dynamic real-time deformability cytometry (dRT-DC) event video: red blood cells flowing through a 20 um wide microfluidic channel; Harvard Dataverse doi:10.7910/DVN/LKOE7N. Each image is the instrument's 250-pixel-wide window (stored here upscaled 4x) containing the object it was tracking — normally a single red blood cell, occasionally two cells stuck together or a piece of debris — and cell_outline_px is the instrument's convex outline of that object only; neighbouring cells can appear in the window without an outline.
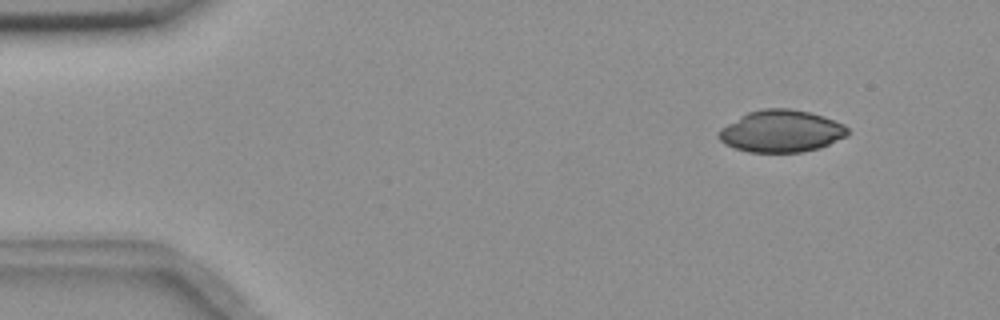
{"species": "common noctule bat (a hibernating species)", "species_latin": "Nyctalus noctula", "temperature_condition": "room temperature", "stored_images_in_passage": 5, "segment_of_instrument_passage": [1, 2], "camera_frame_rate_fps": 3000, "um_per_image_px": 0.085, "animal": {"sex": "female", "body_mass_g": 18.4}, "frame": {"image": 1, "passage_image": 1, "time_ms": 0.0, "image_size_px": [1000, 320], "cell_outline_px": [[848, 136], [820, 148], [800, 152], [748, 152], [724, 144], [716, 136], [720, 128], [740, 116], [748, 112], [760, 108], [788, 108], [812, 112], [824, 116], [844, 124], [848, 128]], "centroid_in_image_um": [66.41, 11.14], "position_along_channel_um": 18.6, "area_um2": 31.91}}